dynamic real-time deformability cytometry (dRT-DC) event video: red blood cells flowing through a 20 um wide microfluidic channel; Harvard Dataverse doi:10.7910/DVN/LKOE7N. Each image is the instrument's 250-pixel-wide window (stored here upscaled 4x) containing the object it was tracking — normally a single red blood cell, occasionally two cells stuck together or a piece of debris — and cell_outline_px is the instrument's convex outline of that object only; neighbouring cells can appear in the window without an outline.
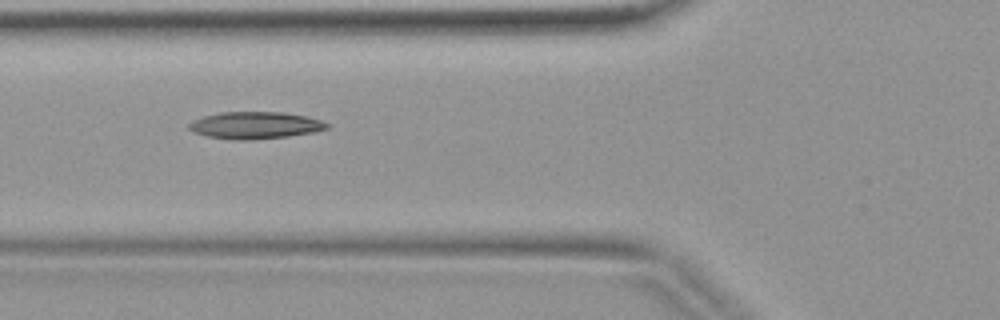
{"species": "common noctule bat (a hibernating species)", "species_latin": "Nyctalus noctula", "temperature_condition": "warm", "stored_images_in_passage": 3, "camera_frame_rate_fps": 3000, "um_per_image_px": 0.085, "animal": {"sex": "female", "body_mass_g": 19.9}, "frame": {"image": 1, "passage_image": 2, "time_ms": 0.333, "image_size_px": [1000, 320], "cell_outline_px": [[332, 124], [328, 128], [316, 132], [288, 136], [252, 140], [232, 140], [208, 136], [192, 132], [188, 128], [188, 124], [192, 120], [204, 116], [220, 112], [284, 112], [308, 116]], "centroid_in_image_um": [21.71, 10.65], "position_along_channel_um": 104.1, "area_um2": 22.02}}
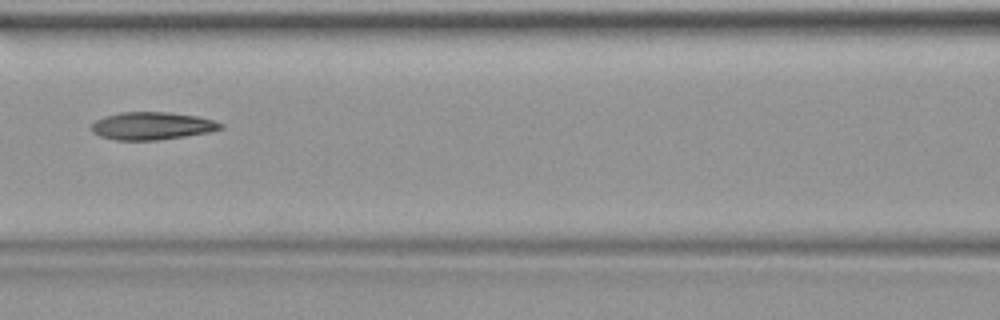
{"frame": {"image": 2, "passage_image": 3, "time_ms": 0.667, "image_size_px": [1000, 320], "cell_outline_px": [[224, 128], [208, 132], [184, 136], [156, 140], [116, 140], [100, 136], [92, 132], [88, 128], [96, 120], [104, 116], [120, 112], [168, 112], [196, 116], [212, 120], [224, 124]], "centroid_in_image_um": [12.88, 10.7], "position_along_channel_um": 153.7, "area_um2": 20.81}}